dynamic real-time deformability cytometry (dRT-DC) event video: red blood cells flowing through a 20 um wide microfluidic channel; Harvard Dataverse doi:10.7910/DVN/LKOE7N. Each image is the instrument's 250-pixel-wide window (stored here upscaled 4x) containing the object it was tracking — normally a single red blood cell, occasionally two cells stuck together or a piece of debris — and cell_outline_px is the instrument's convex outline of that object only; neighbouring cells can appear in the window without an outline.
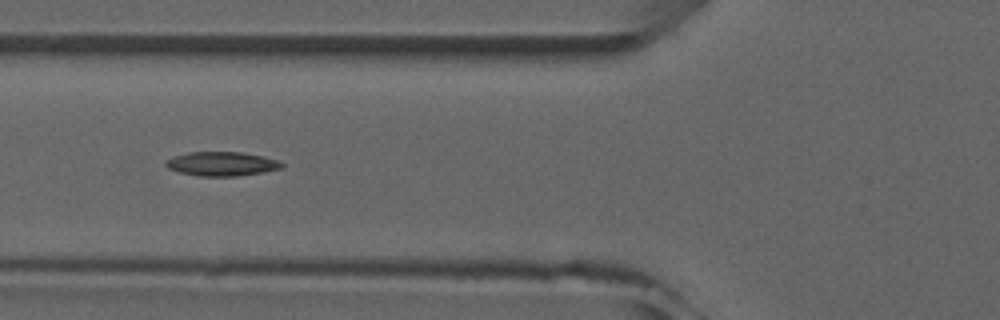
{"species": "common noctule bat (a hibernating species)", "species_latin": "Nyctalus noctula", "temperature_condition": "room temperature", "stored_images_in_passage": 8, "camera_frame_rate_fps": 3000, "um_per_image_px": 0.085, "animal": {"sex": "male", "forearm_length_mm": 52.5}, "frame": {"image": 1, "passage_image": 6, "time_ms": 5.667, "image_size_px": [1000, 320], "cell_outline_px": [[284, 164], [280, 168], [260, 172], [236, 176], [196, 176], [180, 172], [168, 168], [164, 164], [164, 160], [172, 156], [188, 152], [244, 152], [264, 156], [280, 160]], "centroid_in_image_um": [18.81, 13.91], "position_along_channel_um": 107.0, "area_um2": 16.42}}
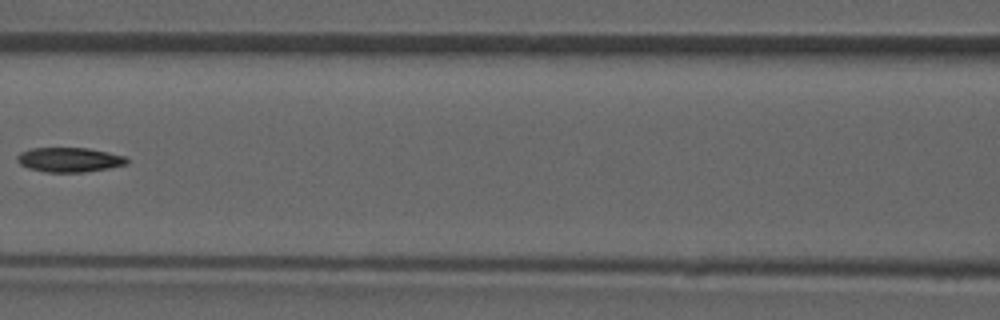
{"frame": {"image": 2, "passage_image": 7, "time_ms": 7.0, "image_size_px": [1000, 320], "cell_outline_px": [[128, 164], [108, 168], [84, 172], [44, 172], [28, 168], [20, 164], [16, 160], [16, 156], [20, 152], [32, 148], [88, 148], [128, 156]], "centroid_in_image_um": [5.9, 13.57], "position_along_channel_um": 160.7, "area_um2": 15.84}}